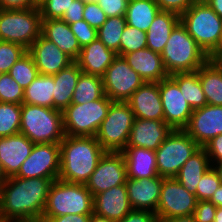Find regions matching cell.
Segmentation results:
<instances>
[{"label":"cell","instance_id":"obj_1","mask_svg":"<svg viewBox=\"0 0 222 222\" xmlns=\"http://www.w3.org/2000/svg\"><path fill=\"white\" fill-rule=\"evenodd\" d=\"M9 177L0 187V222H40L53 181Z\"/></svg>","mask_w":222,"mask_h":222},{"label":"cell","instance_id":"obj_2","mask_svg":"<svg viewBox=\"0 0 222 222\" xmlns=\"http://www.w3.org/2000/svg\"><path fill=\"white\" fill-rule=\"evenodd\" d=\"M105 152L95 137L65 135L60 142L58 179L85 185Z\"/></svg>","mask_w":222,"mask_h":222},{"label":"cell","instance_id":"obj_3","mask_svg":"<svg viewBox=\"0 0 222 222\" xmlns=\"http://www.w3.org/2000/svg\"><path fill=\"white\" fill-rule=\"evenodd\" d=\"M161 57L169 76L197 71L210 59L181 22L172 30Z\"/></svg>","mask_w":222,"mask_h":222},{"label":"cell","instance_id":"obj_4","mask_svg":"<svg viewBox=\"0 0 222 222\" xmlns=\"http://www.w3.org/2000/svg\"><path fill=\"white\" fill-rule=\"evenodd\" d=\"M20 133L34 144L60 143L65 136L62 111L44 106L21 104Z\"/></svg>","mask_w":222,"mask_h":222},{"label":"cell","instance_id":"obj_5","mask_svg":"<svg viewBox=\"0 0 222 222\" xmlns=\"http://www.w3.org/2000/svg\"><path fill=\"white\" fill-rule=\"evenodd\" d=\"M180 22L209 58L218 50L222 19L207 3H194L180 15Z\"/></svg>","mask_w":222,"mask_h":222},{"label":"cell","instance_id":"obj_6","mask_svg":"<svg viewBox=\"0 0 222 222\" xmlns=\"http://www.w3.org/2000/svg\"><path fill=\"white\" fill-rule=\"evenodd\" d=\"M93 196L84 184L56 179L52 182L42 218L92 214Z\"/></svg>","mask_w":222,"mask_h":222},{"label":"cell","instance_id":"obj_7","mask_svg":"<svg viewBox=\"0 0 222 222\" xmlns=\"http://www.w3.org/2000/svg\"><path fill=\"white\" fill-rule=\"evenodd\" d=\"M39 8L0 9V41L17 43L27 50L41 35Z\"/></svg>","mask_w":222,"mask_h":222},{"label":"cell","instance_id":"obj_8","mask_svg":"<svg viewBox=\"0 0 222 222\" xmlns=\"http://www.w3.org/2000/svg\"><path fill=\"white\" fill-rule=\"evenodd\" d=\"M112 102L105 95L85 104H70L62 111L64 134L95 137Z\"/></svg>","mask_w":222,"mask_h":222},{"label":"cell","instance_id":"obj_9","mask_svg":"<svg viewBox=\"0 0 222 222\" xmlns=\"http://www.w3.org/2000/svg\"><path fill=\"white\" fill-rule=\"evenodd\" d=\"M135 116L127 102H112L95 135L106 152H122L128 142Z\"/></svg>","mask_w":222,"mask_h":222},{"label":"cell","instance_id":"obj_10","mask_svg":"<svg viewBox=\"0 0 222 222\" xmlns=\"http://www.w3.org/2000/svg\"><path fill=\"white\" fill-rule=\"evenodd\" d=\"M200 148L183 129H173L155 151L158 175L175 178L184 163Z\"/></svg>","mask_w":222,"mask_h":222},{"label":"cell","instance_id":"obj_11","mask_svg":"<svg viewBox=\"0 0 222 222\" xmlns=\"http://www.w3.org/2000/svg\"><path fill=\"white\" fill-rule=\"evenodd\" d=\"M105 95L113 102H127L144 83L122 56H117L102 76Z\"/></svg>","mask_w":222,"mask_h":222},{"label":"cell","instance_id":"obj_12","mask_svg":"<svg viewBox=\"0 0 222 222\" xmlns=\"http://www.w3.org/2000/svg\"><path fill=\"white\" fill-rule=\"evenodd\" d=\"M60 174V143L34 144L15 177L58 179Z\"/></svg>","mask_w":222,"mask_h":222},{"label":"cell","instance_id":"obj_13","mask_svg":"<svg viewBox=\"0 0 222 222\" xmlns=\"http://www.w3.org/2000/svg\"><path fill=\"white\" fill-rule=\"evenodd\" d=\"M197 202L196 195L188 192L176 178H164L156 214L160 220L192 215Z\"/></svg>","mask_w":222,"mask_h":222},{"label":"cell","instance_id":"obj_14","mask_svg":"<svg viewBox=\"0 0 222 222\" xmlns=\"http://www.w3.org/2000/svg\"><path fill=\"white\" fill-rule=\"evenodd\" d=\"M127 171L121 152H105L85 186L92 196L126 183Z\"/></svg>","mask_w":222,"mask_h":222},{"label":"cell","instance_id":"obj_15","mask_svg":"<svg viewBox=\"0 0 222 222\" xmlns=\"http://www.w3.org/2000/svg\"><path fill=\"white\" fill-rule=\"evenodd\" d=\"M159 91L164 122L172 129H184L188 125L193 109L185 101L178 84L168 76L159 82Z\"/></svg>","mask_w":222,"mask_h":222},{"label":"cell","instance_id":"obj_16","mask_svg":"<svg viewBox=\"0 0 222 222\" xmlns=\"http://www.w3.org/2000/svg\"><path fill=\"white\" fill-rule=\"evenodd\" d=\"M183 130L203 147L212 138L222 134V106L207 104L193 110Z\"/></svg>","mask_w":222,"mask_h":222},{"label":"cell","instance_id":"obj_17","mask_svg":"<svg viewBox=\"0 0 222 222\" xmlns=\"http://www.w3.org/2000/svg\"><path fill=\"white\" fill-rule=\"evenodd\" d=\"M39 74L52 76L69 66L74 60L42 35L28 49Z\"/></svg>","mask_w":222,"mask_h":222},{"label":"cell","instance_id":"obj_18","mask_svg":"<svg viewBox=\"0 0 222 222\" xmlns=\"http://www.w3.org/2000/svg\"><path fill=\"white\" fill-rule=\"evenodd\" d=\"M163 177L126 179V189L133 210H147L156 213L160 199Z\"/></svg>","mask_w":222,"mask_h":222},{"label":"cell","instance_id":"obj_19","mask_svg":"<svg viewBox=\"0 0 222 222\" xmlns=\"http://www.w3.org/2000/svg\"><path fill=\"white\" fill-rule=\"evenodd\" d=\"M34 143L22 133L0 137V163L7 178L15 176Z\"/></svg>","mask_w":222,"mask_h":222},{"label":"cell","instance_id":"obj_20","mask_svg":"<svg viewBox=\"0 0 222 222\" xmlns=\"http://www.w3.org/2000/svg\"><path fill=\"white\" fill-rule=\"evenodd\" d=\"M135 118L164 121L159 83L144 82L127 101Z\"/></svg>","mask_w":222,"mask_h":222},{"label":"cell","instance_id":"obj_21","mask_svg":"<svg viewBox=\"0 0 222 222\" xmlns=\"http://www.w3.org/2000/svg\"><path fill=\"white\" fill-rule=\"evenodd\" d=\"M172 130L161 120L135 118L126 146L156 151Z\"/></svg>","mask_w":222,"mask_h":222},{"label":"cell","instance_id":"obj_22","mask_svg":"<svg viewBox=\"0 0 222 222\" xmlns=\"http://www.w3.org/2000/svg\"><path fill=\"white\" fill-rule=\"evenodd\" d=\"M132 210L125 184L93 196V213L110 220H122Z\"/></svg>","mask_w":222,"mask_h":222},{"label":"cell","instance_id":"obj_23","mask_svg":"<svg viewBox=\"0 0 222 222\" xmlns=\"http://www.w3.org/2000/svg\"><path fill=\"white\" fill-rule=\"evenodd\" d=\"M123 57L144 82L159 83L169 76L164 68L161 54L149 48L130 52Z\"/></svg>","mask_w":222,"mask_h":222},{"label":"cell","instance_id":"obj_24","mask_svg":"<svg viewBox=\"0 0 222 222\" xmlns=\"http://www.w3.org/2000/svg\"><path fill=\"white\" fill-rule=\"evenodd\" d=\"M117 56L115 51L107 48L97 38L81 48L75 62L82 72L102 77Z\"/></svg>","mask_w":222,"mask_h":222},{"label":"cell","instance_id":"obj_25","mask_svg":"<svg viewBox=\"0 0 222 222\" xmlns=\"http://www.w3.org/2000/svg\"><path fill=\"white\" fill-rule=\"evenodd\" d=\"M121 153L126 163L127 178L143 179L158 176L155 151L126 146Z\"/></svg>","mask_w":222,"mask_h":222},{"label":"cell","instance_id":"obj_26","mask_svg":"<svg viewBox=\"0 0 222 222\" xmlns=\"http://www.w3.org/2000/svg\"><path fill=\"white\" fill-rule=\"evenodd\" d=\"M41 35L53 42L74 61L78 58L81 46L73 32L62 19L42 20Z\"/></svg>","mask_w":222,"mask_h":222},{"label":"cell","instance_id":"obj_27","mask_svg":"<svg viewBox=\"0 0 222 222\" xmlns=\"http://www.w3.org/2000/svg\"><path fill=\"white\" fill-rule=\"evenodd\" d=\"M81 69L74 61L59 73L52 75L54 78L53 109L63 111L71 104Z\"/></svg>","mask_w":222,"mask_h":222},{"label":"cell","instance_id":"obj_28","mask_svg":"<svg viewBox=\"0 0 222 222\" xmlns=\"http://www.w3.org/2000/svg\"><path fill=\"white\" fill-rule=\"evenodd\" d=\"M180 22V16L170 11H159L147 30V48L162 53L172 30Z\"/></svg>","mask_w":222,"mask_h":222},{"label":"cell","instance_id":"obj_29","mask_svg":"<svg viewBox=\"0 0 222 222\" xmlns=\"http://www.w3.org/2000/svg\"><path fill=\"white\" fill-rule=\"evenodd\" d=\"M210 167L206 150L201 147L184 163L175 178L188 192L195 195L198 182Z\"/></svg>","mask_w":222,"mask_h":222},{"label":"cell","instance_id":"obj_30","mask_svg":"<svg viewBox=\"0 0 222 222\" xmlns=\"http://www.w3.org/2000/svg\"><path fill=\"white\" fill-rule=\"evenodd\" d=\"M199 81L208 105L222 106V66L209 59L198 69Z\"/></svg>","mask_w":222,"mask_h":222},{"label":"cell","instance_id":"obj_31","mask_svg":"<svg viewBox=\"0 0 222 222\" xmlns=\"http://www.w3.org/2000/svg\"><path fill=\"white\" fill-rule=\"evenodd\" d=\"M159 11L154 0H128L125 19L129 26L147 32Z\"/></svg>","mask_w":222,"mask_h":222},{"label":"cell","instance_id":"obj_32","mask_svg":"<svg viewBox=\"0 0 222 222\" xmlns=\"http://www.w3.org/2000/svg\"><path fill=\"white\" fill-rule=\"evenodd\" d=\"M170 77L178 84L185 101L193 110L207 105V99L199 81L198 70L194 72L175 73Z\"/></svg>","mask_w":222,"mask_h":222},{"label":"cell","instance_id":"obj_33","mask_svg":"<svg viewBox=\"0 0 222 222\" xmlns=\"http://www.w3.org/2000/svg\"><path fill=\"white\" fill-rule=\"evenodd\" d=\"M54 86L53 76L39 74L24 90L22 104L53 108Z\"/></svg>","mask_w":222,"mask_h":222},{"label":"cell","instance_id":"obj_34","mask_svg":"<svg viewBox=\"0 0 222 222\" xmlns=\"http://www.w3.org/2000/svg\"><path fill=\"white\" fill-rule=\"evenodd\" d=\"M105 96L102 77L81 72L71 104H85Z\"/></svg>","mask_w":222,"mask_h":222},{"label":"cell","instance_id":"obj_35","mask_svg":"<svg viewBox=\"0 0 222 222\" xmlns=\"http://www.w3.org/2000/svg\"><path fill=\"white\" fill-rule=\"evenodd\" d=\"M127 22L125 16L109 17L97 30L98 39L120 56V41Z\"/></svg>","mask_w":222,"mask_h":222},{"label":"cell","instance_id":"obj_36","mask_svg":"<svg viewBox=\"0 0 222 222\" xmlns=\"http://www.w3.org/2000/svg\"><path fill=\"white\" fill-rule=\"evenodd\" d=\"M21 105L0 102V137L20 133Z\"/></svg>","mask_w":222,"mask_h":222},{"label":"cell","instance_id":"obj_37","mask_svg":"<svg viewBox=\"0 0 222 222\" xmlns=\"http://www.w3.org/2000/svg\"><path fill=\"white\" fill-rule=\"evenodd\" d=\"M8 74L25 90L39 75L32 55L27 52L10 69Z\"/></svg>","mask_w":222,"mask_h":222},{"label":"cell","instance_id":"obj_38","mask_svg":"<svg viewBox=\"0 0 222 222\" xmlns=\"http://www.w3.org/2000/svg\"><path fill=\"white\" fill-rule=\"evenodd\" d=\"M147 48V34L128 24L124 28L120 41V56Z\"/></svg>","mask_w":222,"mask_h":222},{"label":"cell","instance_id":"obj_39","mask_svg":"<svg viewBox=\"0 0 222 222\" xmlns=\"http://www.w3.org/2000/svg\"><path fill=\"white\" fill-rule=\"evenodd\" d=\"M27 52L28 50L20 44L0 41V71L3 74L8 73Z\"/></svg>","mask_w":222,"mask_h":222},{"label":"cell","instance_id":"obj_40","mask_svg":"<svg viewBox=\"0 0 222 222\" xmlns=\"http://www.w3.org/2000/svg\"><path fill=\"white\" fill-rule=\"evenodd\" d=\"M23 98L24 90L21 86L8 73L2 74L0 77V102L21 105Z\"/></svg>","mask_w":222,"mask_h":222},{"label":"cell","instance_id":"obj_41","mask_svg":"<svg viewBox=\"0 0 222 222\" xmlns=\"http://www.w3.org/2000/svg\"><path fill=\"white\" fill-rule=\"evenodd\" d=\"M221 185V181L214 167H210L201 177L196 188V198L200 200H209L214 192Z\"/></svg>","mask_w":222,"mask_h":222},{"label":"cell","instance_id":"obj_42","mask_svg":"<svg viewBox=\"0 0 222 222\" xmlns=\"http://www.w3.org/2000/svg\"><path fill=\"white\" fill-rule=\"evenodd\" d=\"M75 0H45L38 8L42 20L61 19Z\"/></svg>","mask_w":222,"mask_h":222},{"label":"cell","instance_id":"obj_43","mask_svg":"<svg viewBox=\"0 0 222 222\" xmlns=\"http://www.w3.org/2000/svg\"><path fill=\"white\" fill-rule=\"evenodd\" d=\"M71 31L77 38L79 45L82 47L90 44L98 38L97 30L91 27L84 19L69 24Z\"/></svg>","mask_w":222,"mask_h":222},{"label":"cell","instance_id":"obj_44","mask_svg":"<svg viewBox=\"0 0 222 222\" xmlns=\"http://www.w3.org/2000/svg\"><path fill=\"white\" fill-rule=\"evenodd\" d=\"M107 15L95 1H85L83 19L98 30L106 21Z\"/></svg>","mask_w":222,"mask_h":222},{"label":"cell","instance_id":"obj_45","mask_svg":"<svg viewBox=\"0 0 222 222\" xmlns=\"http://www.w3.org/2000/svg\"><path fill=\"white\" fill-rule=\"evenodd\" d=\"M107 17L125 16L128 0H94Z\"/></svg>","mask_w":222,"mask_h":222},{"label":"cell","instance_id":"obj_46","mask_svg":"<svg viewBox=\"0 0 222 222\" xmlns=\"http://www.w3.org/2000/svg\"><path fill=\"white\" fill-rule=\"evenodd\" d=\"M217 207L207 200H200L194 210V218L196 222H214Z\"/></svg>","mask_w":222,"mask_h":222},{"label":"cell","instance_id":"obj_47","mask_svg":"<svg viewBox=\"0 0 222 222\" xmlns=\"http://www.w3.org/2000/svg\"><path fill=\"white\" fill-rule=\"evenodd\" d=\"M161 11H170L182 15L194 3L193 0H154Z\"/></svg>","mask_w":222,"mask_h":222},{"label":"cell","instance_id":"obj_48","mask_svg":"<svg viewBox=\"0 0 222 222\" xmlns=\"http://www.w3.org/2000/svg\"><path fill=\"white\" fill-rule=\"evenodd\" d=\"M203 148L209 157L210 164L222 163V134L212 138Z\"/></svg>","mask_w":222,"mask_h":222},{"label":"cell","instance_id":"obj_49","mask_svg":"<svg viewBox=\"0 0 222 222\" xmlns=\"http://www.w3.org/2000/svg\"><path fill=\"white\" fill-rule=\"evenodd\" d=\"M85 1L75 0L61 18L67 24L83 20Z\"/></svg>","mask_w":222,"mask_h":222},{"label":"cell","instance_id":"obj_50","mask_svg":"<svg viewBox=\"0 0 222 222\" xmlns=\"http://www.w3.org/2000/svg\"><path fill=\"white\" fill-rule=\"evenodd\" d=\"M116 222H160L158 215L147 210H132L122 220Z\"/></svg>","mask_w":222,"mask_h":222},{"label":"cell","instance_id":"obj_51","mask_svg":"<svg viewBox=\"0 0 222 222\" xmlns=\"http://www.w3.org/2000/svg\"><path fill=\"white\" fill-rule=\"evenodd\" d=\"M91 214H67L60 217L42 218L40 222H89Z\"/></svg>","mask_w":222,"mask_h":222},{"label":"cell","instance_id":"obj_52","mask_svg":"<svg viewBox=\"0 0 222 222\" xmlns=\"http://www.w3.org/2000/svg\"><path fill=\"white\" fill-rule=\"evenodd\" d=\"M34 8L32 0H0V9H26Z\"/></svg>","mask_w":222,"mask_h":222},{"label":"cell","instance_id":"obj_53","mask_svg":"<svg viewBox=\"0 0 222 222\" xmlns=\"http://www.w3.org/2000/svg\"><path fill=\"white\" fill-rule=\"evenodd\" d=\"M210 201L216 207H222V184L215 190L214 195L210 199Z\"/></svg>","mask_w":222,"mask_h":222},{"label":"cell","instance_id":"obj_54","mask_svg":"<svg viewBox=\"0 0 222 222\" xmlns=\"http://www.w3.org/2000/svg\"><path fill=\"white\" fill-rule=\"evenodd\" d=\"M207 4L222 19V0H209Z\"/></svg>","mask_w":222,"mask_h":222},{"label":"cell","instance_id":"obj_55","mask_svg":"<svg viewBox=\"0 0 222 222\" xmlns=\"http://www.w3.org/2000/svg\"><path fill=\"white\" fill-rule=\"evenodd\" d=\"M160 222H196L194 215L178 216L168 220H160Z\"/></svg>","mask_w":222,"mask_h":222},{"label":"cell","instance_id":"obj_56","mask_svg":"<svg viewBox=\"0 0 222 222\" xmlns=\"http://www.w3.org/2000/svg\"><path fill=\"white\" fill-rule=\"evenodd\" d=\"M89 222H116V221L110 220V219H108L106 217H103V216L97 215L95 213H92L90 215Z\"/></svg>","mask_w":222,"mask_h":222},{"label":"cell","instance_id":"obj_57","mask_svg":"<svg viewBox=\"0 0 222 222\" xmlns=\"http://www.w3.org/2000/svg\"><path fill=\"white\" fill-rule=\"evenodd\" d=\"M210 58H222V36L218 50Z\"/></svg>","mask_w":222,"mask_h":222},{"label":"cell","instance_id":"obj_58","mask_svg":"<svg viewBox=\"0 0 222 222\" xmlns=\"http://www.w3.org/2000/svg\"><path fill=\"white\" fill-rule=\"evenodd\" d=\"M214 222H222V207H217Z\"/></svg>","mask_w":222,"mask_h":222},{"label":"cell","instance_id":"obj_59","mask_svg":"<svg viewBox=\"0 0 222 222\" xmlns=\"http://www.w3.org/2000/svg\"><path fill=\"white\" fill-rule=\"evenodd\" d=\"M212 167H214V169L217 171L220 181H221V184H222V163L213 164Z\"/></svg>","mask_w":222,"mask_h":222},{"label":"cell","instance_id":"obj_60","mask_svg":"<svg viewBox=\"0 0 222 222\" xmlns=\"http://www.w3.org/2000/svg\"><path fill=\"white\" fill-rule=\"evenodd\" d=\"M6 179H7V177L5 176V173H4L1 163H0V187L6 181Z\"/></svg>","mask_w":222,"mask_h":222},{"label":"cell","instance_id":"obj_61","mask_svg":"<svg viewBox=\"0 0 222 222\" xmlns=\"http://www.w3.org/2000/svg\"><path fill=\"white\" fill-rule=\"evenodd\" d=\"M45 0H32V4L34 7H39Z\"/></svg>","mask_w":222,"mask_h":222},{"label":"cell","instance_id":"obj_62","mask_svg":"<svg viewBox=\"0 0 222 222\" xmlns=\"http://www.w3.org/2000/svg\"><path fill=\"white\" fill-rule=\"evenodd\" d=\"M209 0H193V3H207Z\"/></svg>","mask_w":222,"mask_h":222},{"label":"cell","instance_id":"obj_63","mask_svg":"<svg viewBox=\"0 0 222 222\" xmlns=\"http://www.w3.org/2000/svg\"><path fill=\"white\" fill-rule=\"evenodd\" d=\"M211 60H214L216 62H219L222 66V58H210Z\"/></svg>","mask_w":222,"mask_h":222}]
</instances>
